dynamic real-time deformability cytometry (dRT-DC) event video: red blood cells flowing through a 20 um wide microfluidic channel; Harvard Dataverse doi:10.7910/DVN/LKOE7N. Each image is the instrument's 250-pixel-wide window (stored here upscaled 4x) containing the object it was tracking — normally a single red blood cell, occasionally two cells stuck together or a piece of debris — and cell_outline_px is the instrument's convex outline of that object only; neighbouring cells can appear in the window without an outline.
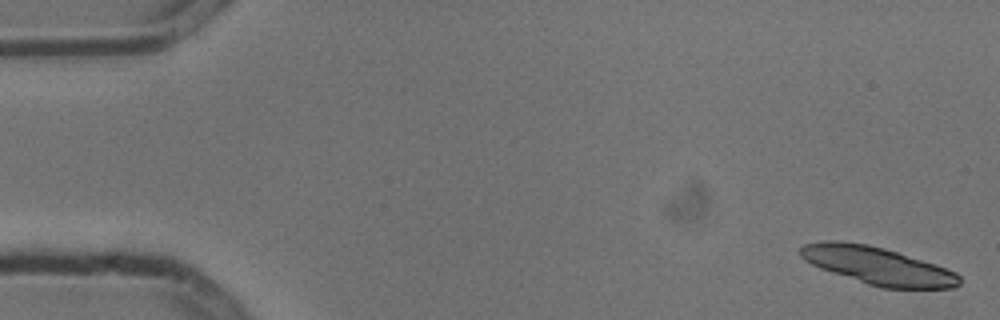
{"species": "common noctule bat (a hibernating species)", "species_latin": "Nyctalus noctula", "temperature_condition": "cold", "stored_images_in_passage": 7, "camera_frame_rate_fps": 3000, "um_per_image_px": 0.085, "animal": {"sex": "male", "body_mass_g": 13.3}, "frame": {"image": 1, "passage_image": 1, "time_ms": 0.0, "image_size_px": [1000, 320], "cell_outline_px": [[960, 284], [952, 288], [880, 288], [820, 268], [804, 260], [800, 256], [800, 248], [804, 244], [824, 240], [840, 240], [868, 244], [884, 248], [936, 264], [956, 272], [960, 276]], "centroid_in_image_um": [74.59, 22.57], "position_along_channel_um": 10.4, "area_um2": 34.8}}
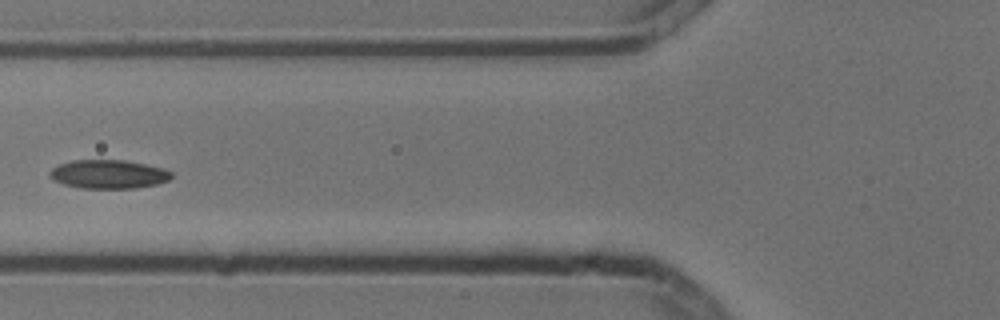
{"frame": {"image": 2, "passage_image": 6, "time_ms": 1.667, "image_size_px": [1000, 320], "cell_outline_px": [[172, 176], [168, 180], [156, 184], [136, 188], [80, 188], [64, 184], [52, 180], [48, 172], [52, 168], [60, 164], [72, 160], [124, 160], [164, 168], [172, 172]], "centroid_in_image_um": [9.2, 14.81], "position_along_channel_um": 116.6, "area_um2": 20.35}}
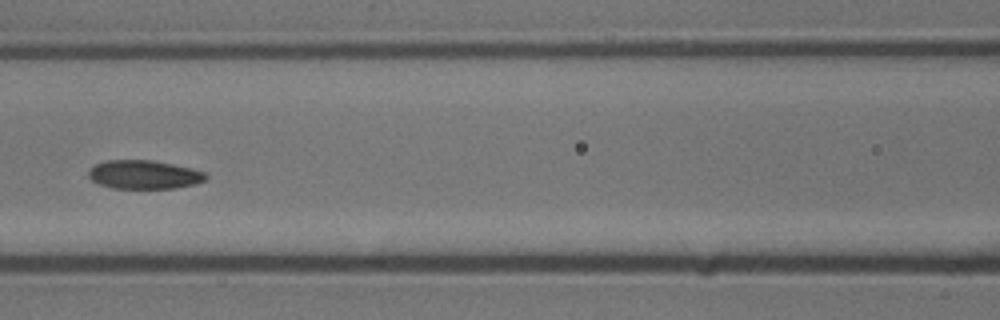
{"frame": {"image": 3, "passage_image": 7, "time_ms": 2.0, "image_size_px": [1000, 320], "cell_outline_px": [[208, 176], [204, 180], [196, 184], [176, 188], [112, 188], [100, 184], [92, 180], [88, 176], [88, 172], [96, 164], [104, 160], [152, 160], [192, 168], [204, 172]], "centroid_in_image_um": [12.25, 14.84], "position_along_channel_um": 154.3, "area_um2": 19.54}}